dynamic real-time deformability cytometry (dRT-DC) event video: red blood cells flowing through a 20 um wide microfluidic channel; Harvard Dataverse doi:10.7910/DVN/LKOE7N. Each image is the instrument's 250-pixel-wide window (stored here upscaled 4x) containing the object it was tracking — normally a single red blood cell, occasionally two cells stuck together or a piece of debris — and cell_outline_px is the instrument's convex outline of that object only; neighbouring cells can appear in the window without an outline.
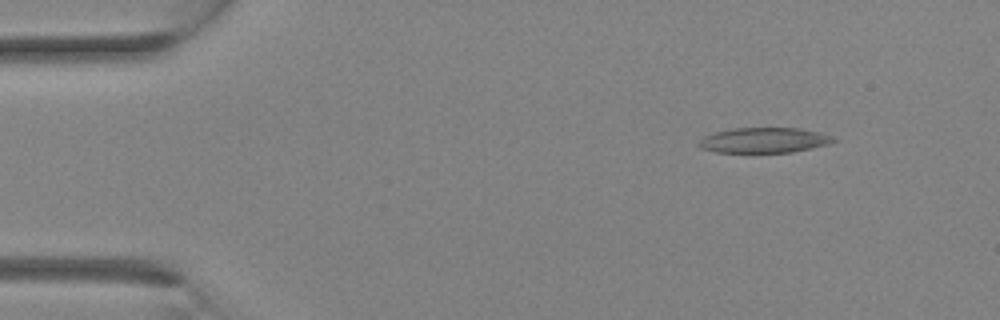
{"species": "Egyptian fruit bat (a non-hibernating species)", "species_latin": "Rousettus aegyptiacus", "temperature_condition": "room temperature", "stored_images_in_passage": 11, "camera_frame_rate_fps": 3000, "um_per_image_px": 0.085, "animal": {"sex": "female"}, "frame": {"image": 1, "passage_image": 4, "time_ms": 1.0, "image_size_px": [1000, 320], "cell_outline_px": [[836, 140], [828, 144], [812, 148], [792, 152], [716, 152], [700, 148], [696, 144], [704, 136], [716, 132], [732, 128], [800, 128], [820, 132], [832, 136]], "centroid_in_image_um": [64.93, 11.92], "position_along_channel_um": 20.1, "area_um2": 19.77}}
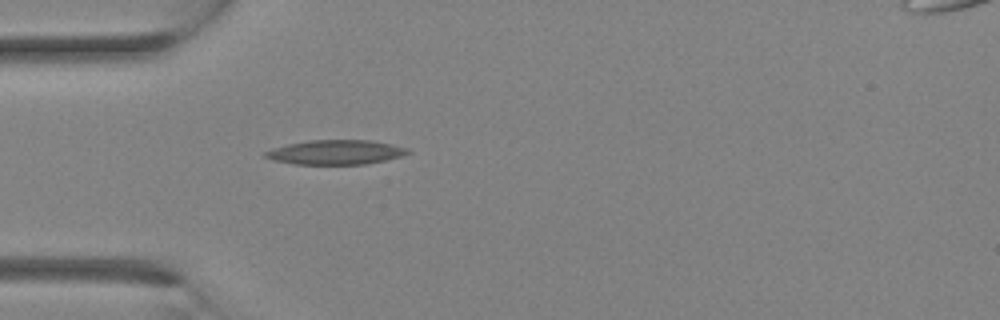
{"frame": {"image": 2, "passage_image": 9, "time_ms": 2.667, "image_size_px": [1000, 320], "cell_outline_px": [[412, 152], [400, 156], [384, 160], [364, 164], [296, 164], [272, 160], [264, 156], [264, 152], [272, 148], [288, 144], [308, 140], [368, 140], [392, 144], [408, 148]], "centroid_in_image_um": [28.52, 12.93], "position_along_channel_um": 56.5, "area_um2": 20.23}}
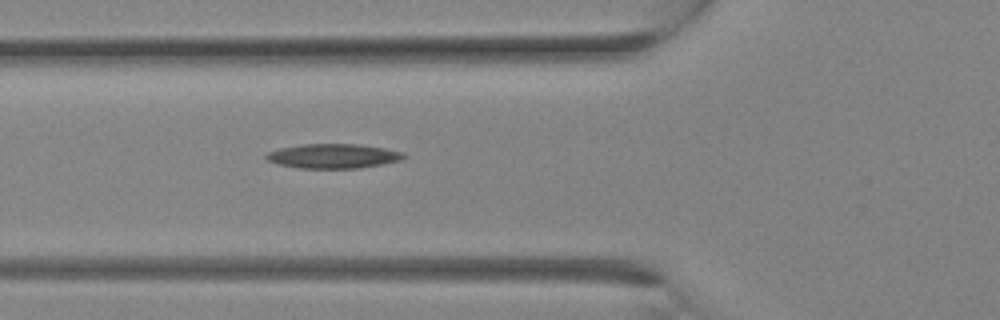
{"frame": {"image": 3, "passage_image": 11, "time_ms": 3.333, "image_size_px": [1000, 320], "cell_outline_px": [[408, 156], [400, 160], [360, 168], [300, 168], [276, 164], [268, 160], [264, 156], [268, 152], [280, 148], [300, 144], [360, 144], [384, 148], [404, 152]], "centroid_in_image_um": [28.32, 13.26], "position_along_channel_um": 97.5, "area_um2": 19.65}}